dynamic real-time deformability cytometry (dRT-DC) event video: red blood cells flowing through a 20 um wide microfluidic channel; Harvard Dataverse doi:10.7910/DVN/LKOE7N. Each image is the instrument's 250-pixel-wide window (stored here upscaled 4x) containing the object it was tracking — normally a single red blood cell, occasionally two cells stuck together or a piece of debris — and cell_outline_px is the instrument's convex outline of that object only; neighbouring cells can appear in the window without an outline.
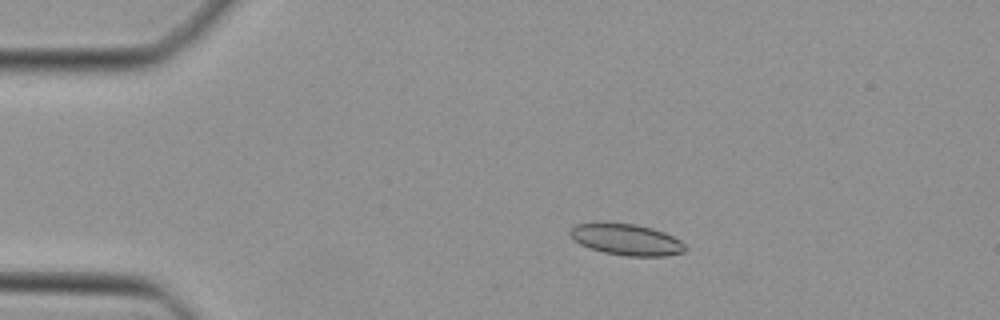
{"species": "Egyptian fruit bat (a non-hibernating species)", "species_latin": "Rousettus aegyptiacus", "temperature_condition": "cold", "stored_images_in_passage": 48, "camera_frame_rate_fps": 3000, "um_per_image_px": 0.085, "animal": {"sex": "female"}, "frame": {"image": 1, "passage_image": 10, "time_ms": 3.0, "image_size_px": [1000, 320], "cell_outline_px": [[688, 248], [684, 252], [664, 256], [624, 256], [604, 252], [580, 244], [568, 232], [576, 224], [636, 224], [652, 228], [664, 232], [680, 240]], "centroid_in_image_um": [53.32, 20.38], "position_along_channel_um": 31.7, "area_um2": 20.52}}
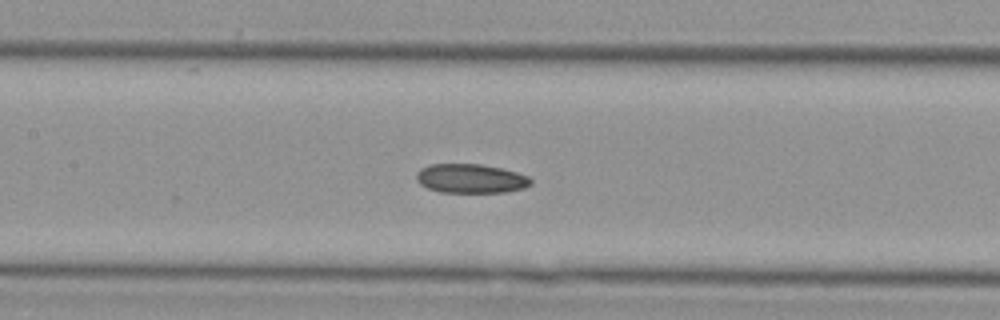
{"frame": {"image": 2, "passage_image": 23, "time_ms": 7.333, "image_size_px": [1000, 320], "cell_outline_px": [[532, 184], [524, 188], [504, 192], [440, 192], [428, 188], [420, 184], [416, 180], [416, 172], [420, 168], [428, 164], [480, 164], [500, 168], [516, 172], [528, 176], [532, 180]], "centroid_in_image_um": [39.99, 15.17], "position_along_channel_um": 167.4, "area_um2": 19.48}}
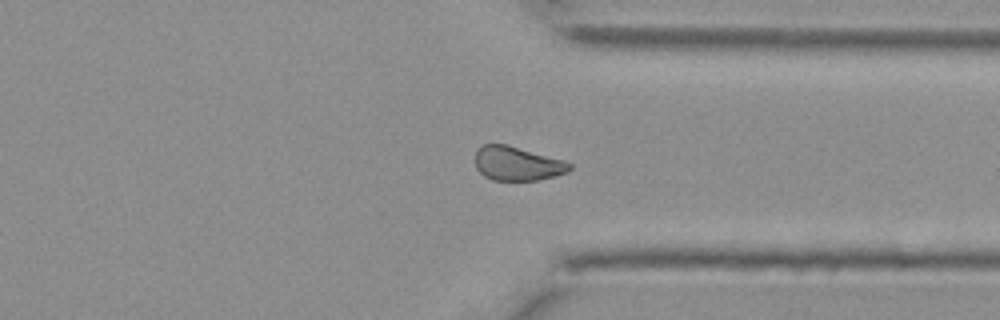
{"frame": {"image": 3, "passage_image": 37, "time_ms": 12.0, "image_size_px": [1000, 320], "cell_outline_px": [[572, 168], [568, 172], [540, 180], [492, 180], [484, 176], [476, 168], [476, 148], [480, 144], [508, 144], [564, 160], [572, 164]], "centroid_in_image_um": [43.96, 13.89], "position_along_channel_um": 367.4, "area_um2": 18.96}}